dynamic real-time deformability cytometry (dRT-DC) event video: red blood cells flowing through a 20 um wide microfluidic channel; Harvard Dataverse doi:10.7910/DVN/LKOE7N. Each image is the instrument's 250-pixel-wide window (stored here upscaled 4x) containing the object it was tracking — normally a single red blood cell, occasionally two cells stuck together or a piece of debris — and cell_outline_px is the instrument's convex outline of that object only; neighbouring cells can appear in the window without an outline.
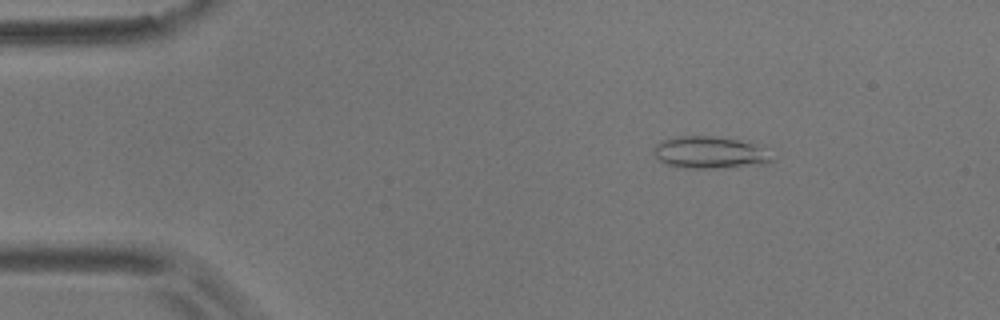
{"species": "common noctule bat (a hibernating species)", "species_latin": "Nyctalus noctula", "temperature_condition": "room temperature", "stored_images_in_passage": 14, "camera_frame_rate_fps": 3000, "um_per_image_px": 0.085, "animal": {"sex": "male", "body_mass_g": 17.9}, "frame": {"image": 1, "passage_image": 8, "time_ms": 2.333, "image_size_px": [1000, 320], "cell_outline_px": [[772, 160], [768, 164], [712, 168], [692, 168], [668, 164], [656, 160], [656, 144], [664, 140], [676, 136], [708, 136], [748, 140]], "centroid_in_image_um": [60.29, 12.95], "position_along_channel_um": 24.7, "area_um2": 21.44}}